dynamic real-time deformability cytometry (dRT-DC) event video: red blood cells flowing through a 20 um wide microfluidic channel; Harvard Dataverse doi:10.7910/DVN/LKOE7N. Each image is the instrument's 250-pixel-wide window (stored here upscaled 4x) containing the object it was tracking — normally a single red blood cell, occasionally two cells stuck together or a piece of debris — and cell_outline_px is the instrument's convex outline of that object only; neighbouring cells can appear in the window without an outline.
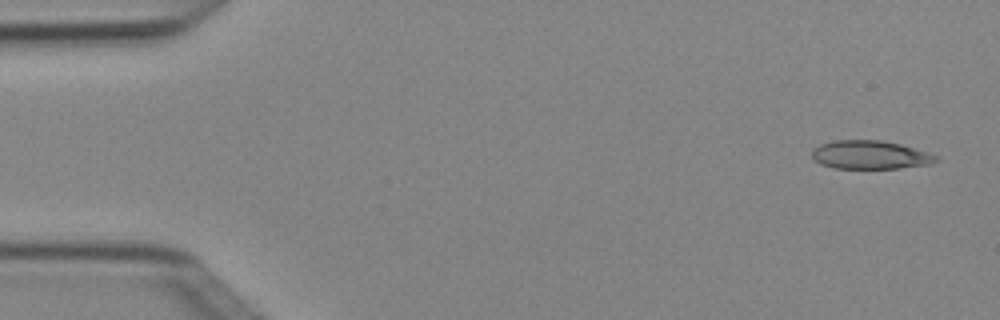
{"species": "Egyptian fruit bat (a non-hibernating species)", "species_latin": "Rousettus aegyptiacus", "temperature_condition": "cold", "stored_images_in_passage": 4, "camera_frame_rate_fps": 3000, "um_per_image_px": 0.085, "animal": {"sex": "female"}, "frame": {"image": 1, "passage_image": 1, "time_ms": 0.0, "image_size_px": [1000, 320], "cell_outline_px": [[940, 160], [932, 164], [900, 168], [832, 168], [820, 164], [812, 156], [812, 152], [820, 144], [836, 140], [880, 140], [900, 144], [928, 152], [940, 156]], "centroid_in_image_um": [74.02, 13.17], "position_along_channel_um": 11.0, "area_um2": 20.63}}
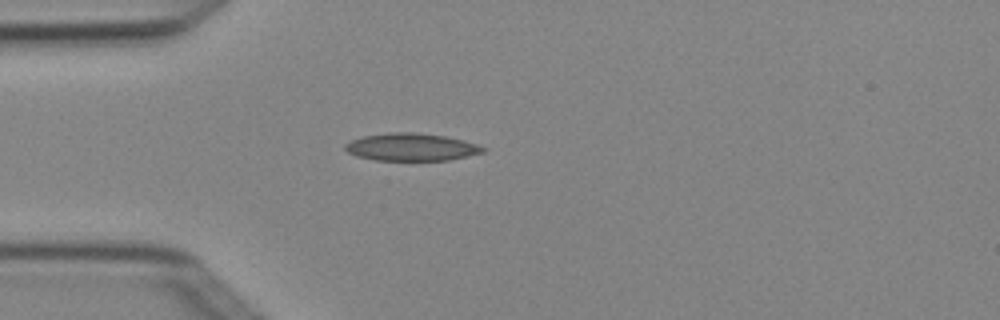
{"frame": {"image": 2, "passage_image": 4, "time_ms": 1.0, "image_size_px": [1000, 320], "cell_outline_px": [[488, 148], [484, 152], [448, 160], [376, 160], [356, 156], [348, 152], [344, 148], [344, 144], [352, 140], [364, 136], [392, 132], [412, 132], [444, 136], [464, 140]], "centroid_in_image_um": [34.96, 12.5], "position_along_channel_um": 50.0, "area_um2": 21.96}}